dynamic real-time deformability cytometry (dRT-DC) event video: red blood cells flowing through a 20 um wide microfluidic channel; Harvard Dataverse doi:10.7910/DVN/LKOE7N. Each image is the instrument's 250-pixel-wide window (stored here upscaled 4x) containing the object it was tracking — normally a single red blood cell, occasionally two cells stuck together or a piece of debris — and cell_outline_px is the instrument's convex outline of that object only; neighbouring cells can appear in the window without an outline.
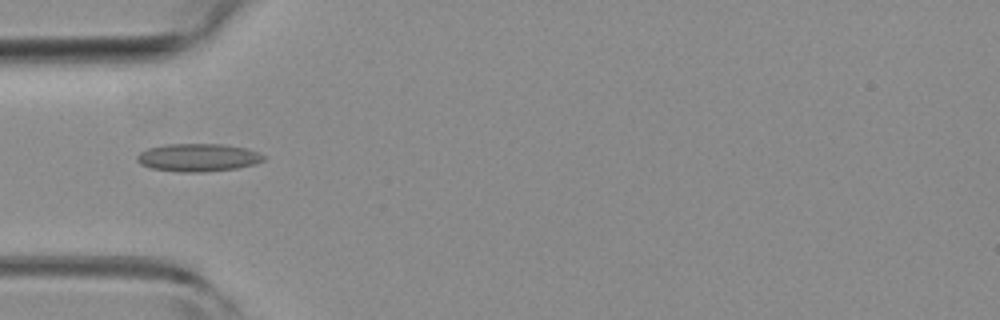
{"species": "common noctule bat (a hibernating species)", "species_latin": "Nyctalus noctula", "temperature_condition": "room temperature", "stored_images_in_passage": 5, "camera_frame_rate_fps": 3000, "um_per_image_px": 0.085, "animal": {"sex": "female", "body_mass_g": 19.3, "forearm_length_mm": 54.1}, "frame": {"image": 1, "passage_image": 2, "time_ms": 0.333, "image_size_px": [1000, 320], "cell_outline_px": [[268, 156], [264, 160], [256, 164], [236, 168], [204, 172], [180, 172], [152, 168], [140, 164], [136, 160], [136, 156], [140, 152], [148, 148], [164, 144], [224, 144], [248, 148]], "centroid_in_image_um": [16.86, 13.38], "position_along_channel_um": 68.1, "area_um2": 20.81}}
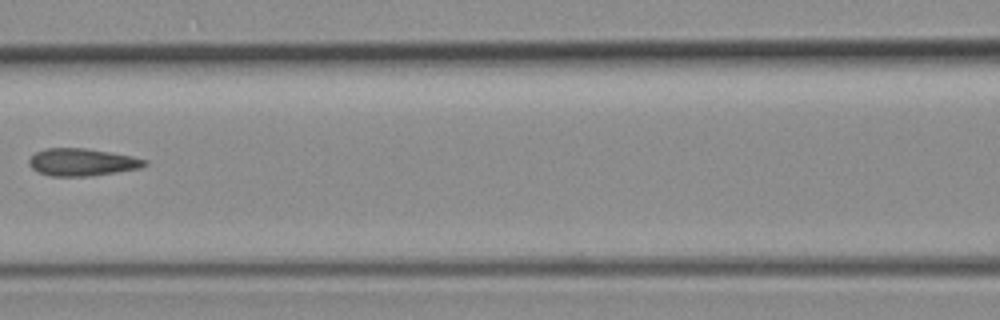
{"frame": {"image": 2, "passage_image": 4, "time_ms": 1.0, "image_size_px": [1000, 320], "cell_outline_px": [[148, 164], [140, 168], [92, 176], [52, 176], [36, 172], [28, 164], [28, 160], [36, 152], [44, 148], [84, 148], [132, 156], [148, 160]], "centroid_in_image_um": [6.96, 13.79], "position_along_channel_um": 159.6, "area_um2": 18.5}}
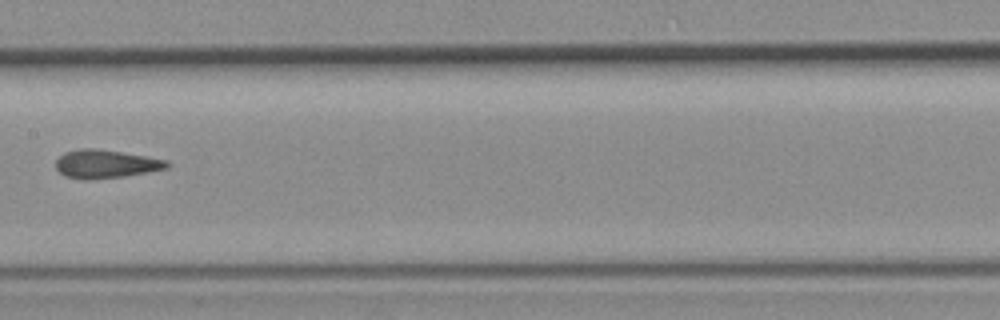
{"frame": {"image": 3, "passage_image": 5, "time_ms": 1.333, "image_size_px": [1000, 320], "cell_outline_px": [[172, 164], [168, 168], [148, 172], [124, 176], [88, 180], [84, 180], [64, 176], [56, 168], [56, 160], [64, 152], [80, 148], [96, 148], [148, 156], [168, 160]], "centroid_in_image_um": [9.01, 13.93], "position_along_channel_um": 198.4, "area_um2": 18.61}}